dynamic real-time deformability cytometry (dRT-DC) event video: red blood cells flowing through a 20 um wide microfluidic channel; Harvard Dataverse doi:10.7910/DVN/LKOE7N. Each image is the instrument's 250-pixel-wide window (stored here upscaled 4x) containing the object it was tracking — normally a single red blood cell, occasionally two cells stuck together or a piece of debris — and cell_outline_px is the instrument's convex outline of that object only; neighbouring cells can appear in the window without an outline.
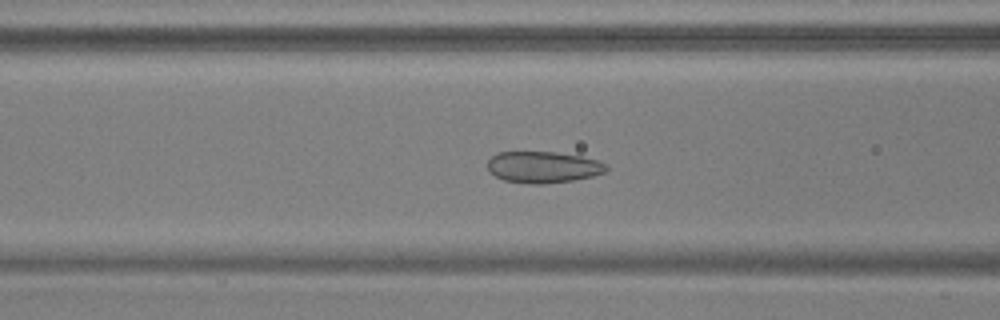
{"species": "common noctule bat (a hibernating species)", "species_latin": "Nyctalus noctula", "temperature_condition": "warm", "stored_images_in_passage": 55, "camera_frame_rate_fps": 3000, "um_per_image_px": 0.085, "animal": {"sex": "male", "body_mass_g": 17.9, "forearm_length_mm": 54.2}, "frame": {"image": 1, "passage_image": 23, "time_ms": 7.333, "image_size_px": [1000, 320], "cell_outline_px": [[608, 168], [604, 172], [592, 176], [572, 180], [544, 184], [528, 184], [504, 180], [488, 172], [488, 160], [496, 152], [556, 152], [580, 156], [596, 160], [608, 164]], "centroid_in_image_um": [46.14, 14.2], "position_along_channel_um": 120.5, "area_um2": 21.79}}
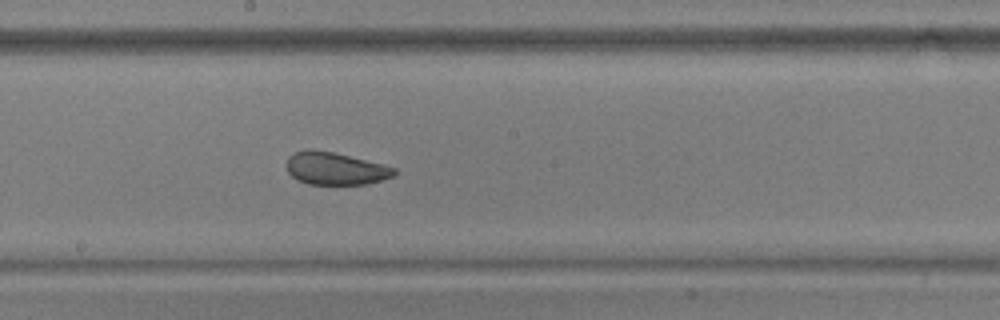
{"frame": {"image": 2, "passage_image": 31, "time_ms": 10.0, "image_size_px": [1000, 320], "cell_outline_px": [[396, 172], [392, 176], [368, 184], [308, 184], [296, 180], [288, 172], [288, 156], [292, 152], [308, 148], [332, 152], [384, 164], [396, 168]], "centroid_in_image_um": [28.48, 14.31], "position_along_channel_um": 219.7, "area_um2": 20.4}}
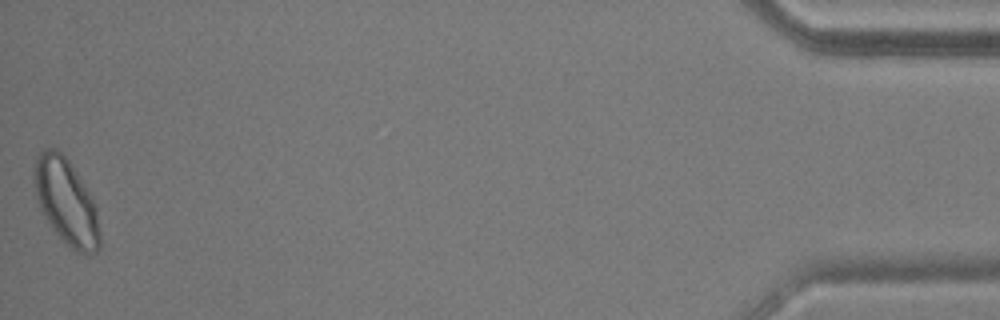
{"frame": {"image": 3, "passage_image": 55, "time_ms": 18.0, "image_size_px": [1000, 320], "cell_outline_px": [[100, 248], [96, 252], [76, 252], [52, 228], [40, 208], [36, 196], [36, 156], [44, 148], [56, 148], [68, 160], [92, 196], [96, 204], [100, 232]], "centroid_in_image_um": [5.67, 17.15], "position_along_channel_um": 429.5, "area_um2": 32.08}, "authors_computed_cell_mechanics": {"area_um2": 24.7384, "velocity_mm_per_s": 3.7179, "shape_relaxation_time_tau1_ms": 3.0552, "shape_relaxation_time_tau2_ms": 1.293, "deformation_change_tau1": 0.1044, "deformation_change_tau2": 0.0705}}